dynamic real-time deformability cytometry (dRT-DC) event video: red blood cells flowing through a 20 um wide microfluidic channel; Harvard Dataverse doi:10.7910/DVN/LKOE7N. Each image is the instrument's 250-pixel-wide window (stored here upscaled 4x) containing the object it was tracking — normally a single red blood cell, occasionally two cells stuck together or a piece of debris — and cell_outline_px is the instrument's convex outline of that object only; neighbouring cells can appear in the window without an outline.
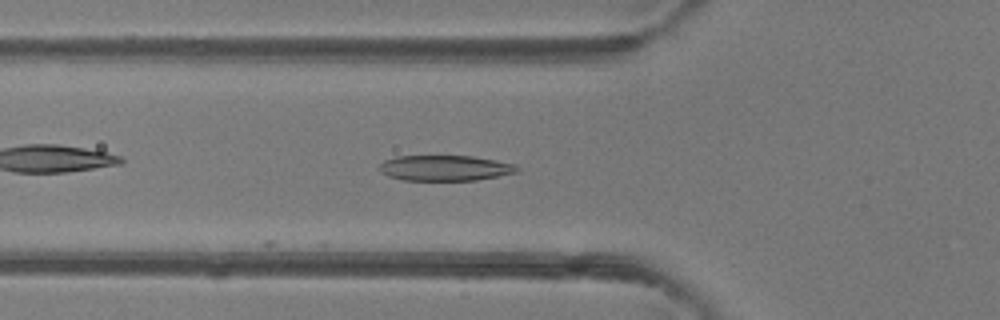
{"species": "common noctule bat (a hibernating species)", "species_latin": "Nyctalus noctula", "temperature_condition": "room temperature", "stored_images_in_passage": 11, "camera_frame_rate_fps": 3000, "um_per_image_px": 0.085, "animal": {"sex": "female"}, "frame": {"image": 1, "passage_image": 5, "time_ms": 1.333, "image_size_px": [1000, 320], "cell_outline_px": [[520, 168], [516, 172], [476, 180], [404, 180], [388, 176], [380, 172], [380, 164], [384, 160], [396, 156], [472, 156], [516, 164]], "centroid_in_image_um": [37.8, 14.28], "position_along_channel_um": 88.0, "area_um2": 20.35}}
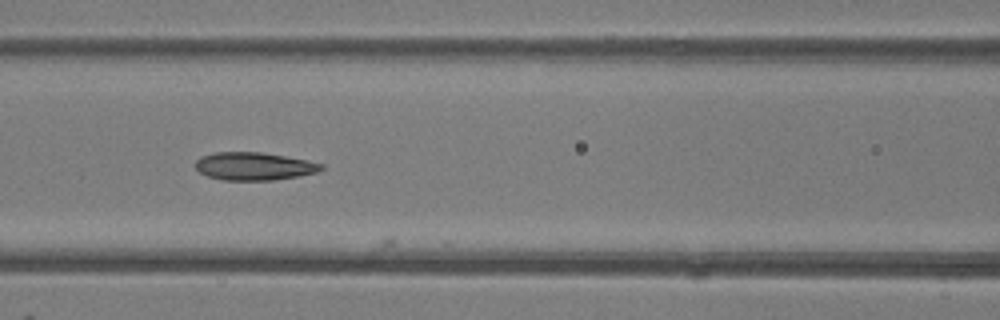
{"frame": {"image": 2, "passage_image": 9, "time_ms": 2.667, "image_size_px": [1000, 320], "cell_outline_px": [[324, 168], [316, 172], [296, 176], [272, 180], [224, 180], [208, 176], [200, 172], [192, 164], [200, 156], [216, 152], [260, 152], [284, 156], [324, 164]], "centroid_in_image_um": [21.53, 14.12], "position_along_channel_um": 145.1, "area_um2": 20.29}}